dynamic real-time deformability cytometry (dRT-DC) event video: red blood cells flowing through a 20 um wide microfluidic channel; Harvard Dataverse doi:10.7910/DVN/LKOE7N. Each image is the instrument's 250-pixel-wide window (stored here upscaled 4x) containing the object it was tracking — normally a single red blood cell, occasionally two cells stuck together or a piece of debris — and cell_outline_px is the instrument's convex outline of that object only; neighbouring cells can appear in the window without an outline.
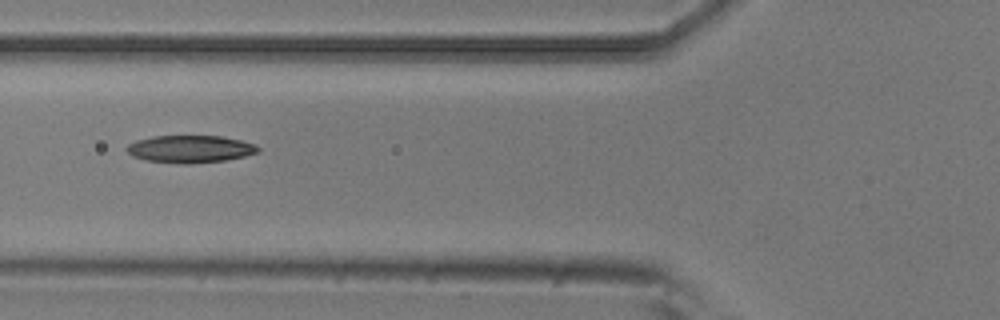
{"species": "common noctule bat (a hibernating species)", "species_latin": "Nyctalus noctula", "temperature_condition": "room temperature", "stored_images_in_passage": 15, "camera_frame_rate_fps": 3000, "um_per_image_px": 0.085, "animal": {"sex": "male", "body_mass_g": 20.5, "forearm_length_mm": 52.5}, "frame": {"image": 1, "passage_image": 5, "time_ms": 1.333, "image_size_px": [1000, 320], "cell_outline_px": [[260, 152], [244, 156], [224, 160], [188, 164], [184, 164], [148, 160], [132, 156], [124, 148], [128, 144], [136, 140], [152, 136], [220, 136], [240, 140], [256, 144], [260, 148]], "centroid_in_image_um": [16.16, 12.66], "position_along_channel_um": 109.6, "area_um2": 20.92}}
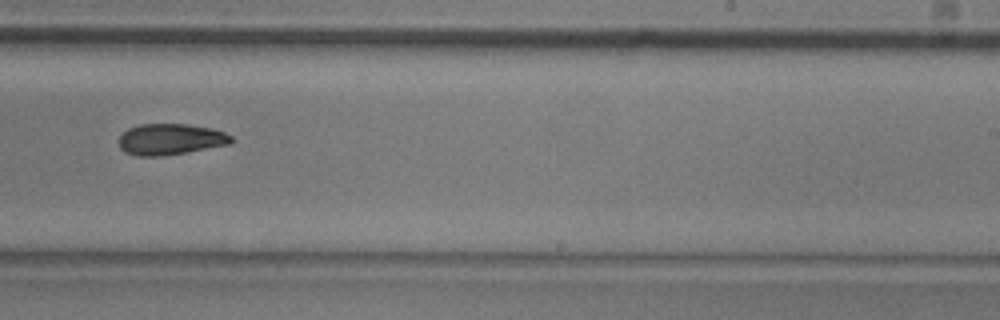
{"frame": {"image": 2, "passage_image": 9, "time_ms": 2.667, "image_size_px": [1000, 320], "cell_outline_px": [[232, 144], [160, 156], [136, 156], [124, 152], [120, 148], [120, 136], [128, 128], [140, 124], [188, 124], [212, 128], [224, 132], [232, 136]], "centroid_in_image_um": [14.49, 11.83], "position_along_channel_um": 274.5, "area_um2": 20.35}}
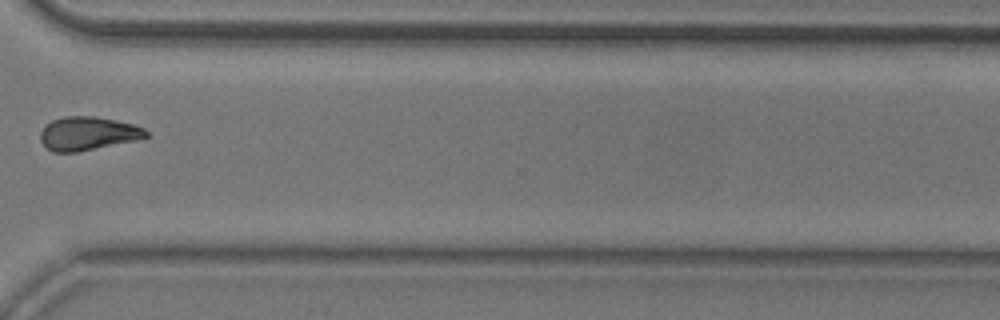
{"frame": {"image": 3, "passage_image": 11, "time_ms": 3.333, "image_size_px": [1000, 320], "cell_outline_px": [[148, 136], [132, 140], [76, 152], [52, 152], [40, 140], [40, 132], [52, 120], [64, 116], [96, 116], [136, 124], [144, 128], [148, 132]], "centroid_in_image_um": [7.46, 11.32], "position_along_channel_um": 363.1, "area_um2": 20.35}}